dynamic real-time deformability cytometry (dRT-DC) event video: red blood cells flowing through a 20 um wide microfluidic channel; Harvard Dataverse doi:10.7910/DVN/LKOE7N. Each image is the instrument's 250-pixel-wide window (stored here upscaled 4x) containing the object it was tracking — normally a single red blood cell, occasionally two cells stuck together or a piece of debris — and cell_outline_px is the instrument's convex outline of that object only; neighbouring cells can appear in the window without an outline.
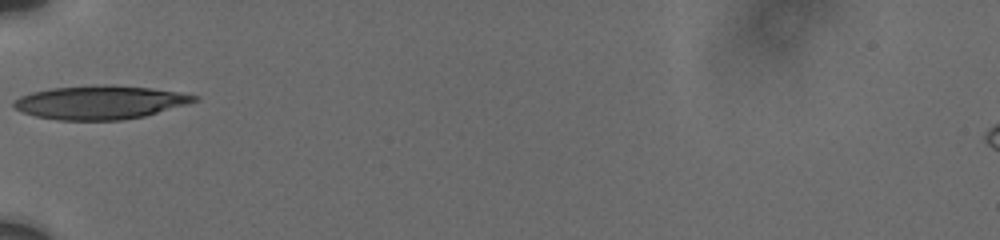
{"species": "human", "species_latin": "Homo sapiens", "temperature_condition": "cold", "stored_images_in_passage": 19, "camera_frame_rate_fps": 3000, "um_per_image_px": 0.085, "donor": {"sex": "male"}, "frame": {"image": 1, "passage_image": 1, "time_ms": 0.0, "image_size_px": [1000, 240], "cell_outline_px": [[200, 100], [144, 116], [120, 120], [60, 120], [36, 116], [24, 112], [16, 108], [12, 104], [12, 100], [20, 96], [32, 92], [52, 88], [104, 84], [108, 84], [152, 88], [180, 92], [200, 96]], "centroid_in_image_um": [8.52, 8.69], "position_along_channel_um": 76.5, "area_um2": 35.26}}
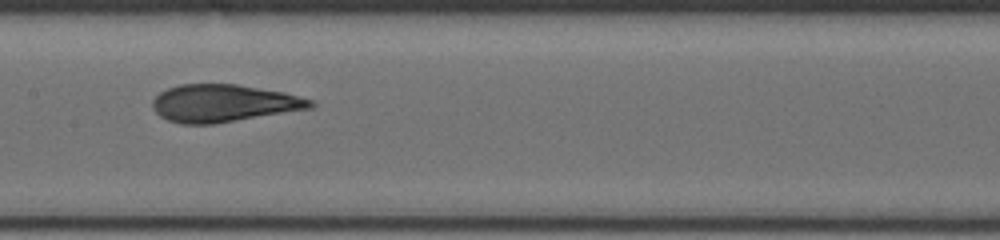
{"frame": {"image": 2, "passage_image": 7, "time_ms": 3.0, "image_size_px": [1000, 240], "cell_outline_px": [[316, 104], [312, 108], [216, 124], [180, 124], [168, 120], [160, 116], [152, 108], [152, 100], [160, 92], [168, 88], [180, 84], [236, 84], [284, 92], [312, 100]], "centroid_in_image_um": [18.99, 8.78], "position_along_channel_um": 188.4, "area_um2": 34.56}}
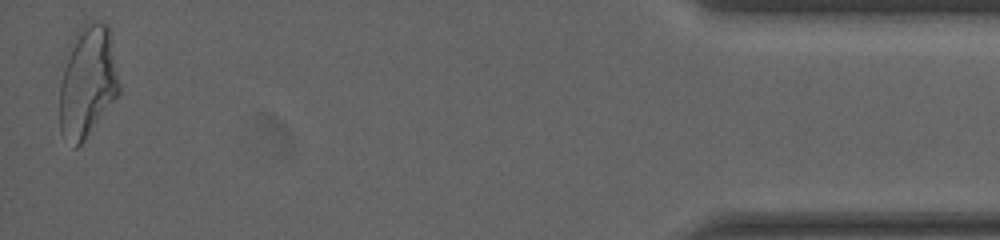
{"frame": {"image": 3, "passage_image": 19, "time_ms": 11.333, "image_size_px": [1000, 240], "cell_outline_px": [[120, 92], [84, 140], [76, 148], [72, 148], [60, 132], [60, 84], [68, 44], [80, 24], [84, 20], [108, 24], [112, 32], [120, 84]], "centroid_in_image_um": [7.45, 6.87], "position_along_channel_um": 427.8, "area_um2": 39.65}, "authors_computed_cell_mechanics": {"area_um2": 34.969, "velocity_mm_per_s": 3.7483, "shape_relaxation_time_tau1_ms": 6.5124, "shape_relaxation_time_tau2_ms": 0.8767, "deformation_change_tau1": 0.2077, "deformation_change_tau2": 0.0629}}